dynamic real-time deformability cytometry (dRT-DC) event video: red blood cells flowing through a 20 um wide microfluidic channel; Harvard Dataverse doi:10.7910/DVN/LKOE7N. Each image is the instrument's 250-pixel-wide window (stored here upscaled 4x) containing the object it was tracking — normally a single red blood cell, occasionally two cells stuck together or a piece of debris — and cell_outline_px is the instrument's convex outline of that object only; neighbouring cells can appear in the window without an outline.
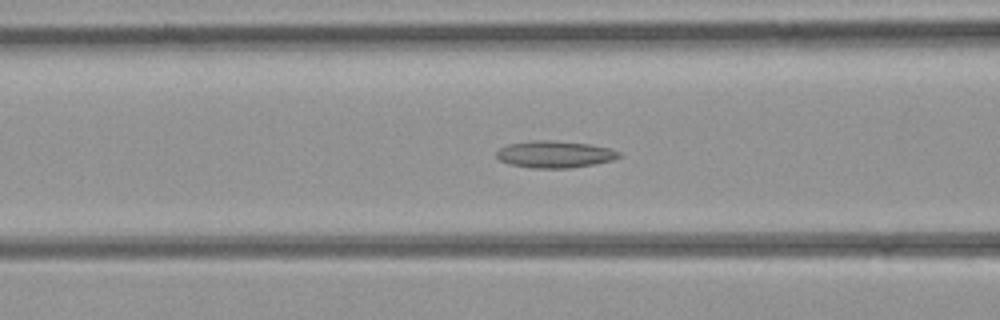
{"species": "common noctule bat (a hibernating species)", "species_latin": "Nyctalus noctula", "temperature_condition": "room temperature", "stored_images_in_passage": 44, "camera_frame_rate_fps": 3000, "um_per_image_px": 0.085, "animal": {"sex": "female", "body_mass_g": 21.9}, "frame": {"image": 1, "passage_image": 17, "time_ms": 5.333, "image_size_px": [1000, 320], "cell_outline_px": [[624, 156], [612, 160], [596, 164], [568, 168], [528, 168], [508, 164], [500, 160], [496, 156], [496, 152], [500, 148], [508, 144], [532, 140], [552, 140], [588, 144], [608, 148], [620, 152]], "centroid_in_image_um": [47.14, 13.12], "position_along_channel_um": 119.5, "area_um2": 19.36}}
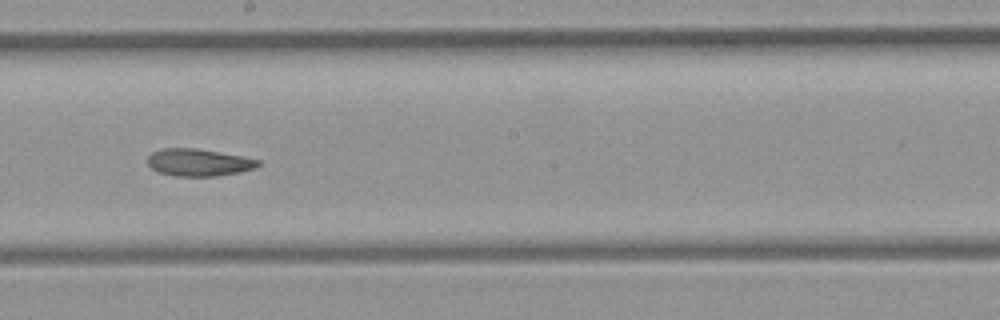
{"frame": {"image": 2, "passage_image": 24, "time_ms": 7.667, "image_size_px": [1000, 320], "cell_outline_px": [[260, 164], [256, 168], [240, 172], [216, 176], [172, 176], [160, 172], [152, 168], [148, 164], [148, 156], [152, 152], [164, 148], [196, 148], [240, 156], [260, 160]], "centroid_in_image_um": [16.88, 13.81], "position_along_channel_um": 231.3, "area_um2": 17.46}}
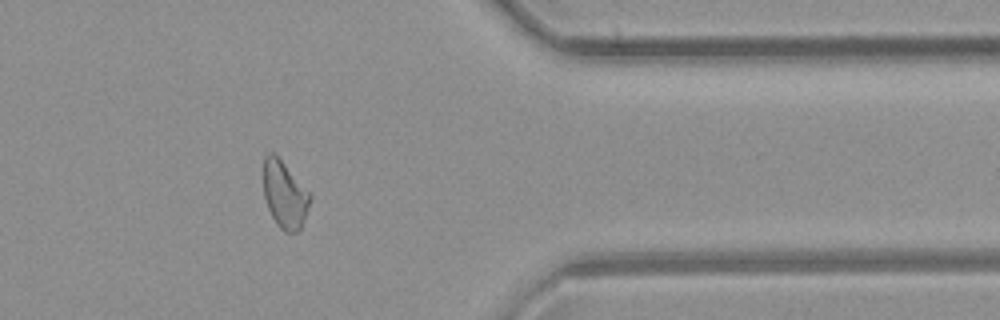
{"frame": {"image": 3, "passage_image": 35, "time_ms": 11.333, "image_size_px": [1000, 320], "cell_outline_px": [[312, 196], [300, 228], [296, 232], [284, 232], [276, 224], [268, 208], [264, 196], [264, 156], [268, 152], [272, 152], [284, 164]], "centroid_in_image_um": [24.17, 16.56], "position_along_channel_um": 387.2, "area_um2": 17.69}}